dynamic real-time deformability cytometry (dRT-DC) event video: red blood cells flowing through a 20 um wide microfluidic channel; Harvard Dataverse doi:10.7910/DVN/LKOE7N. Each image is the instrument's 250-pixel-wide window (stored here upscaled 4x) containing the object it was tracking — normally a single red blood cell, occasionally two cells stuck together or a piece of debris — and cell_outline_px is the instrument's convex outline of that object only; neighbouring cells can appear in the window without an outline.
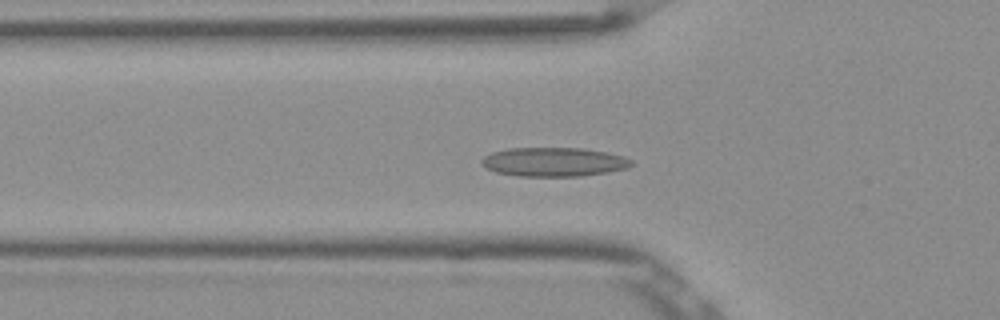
{"species": "Egyptian fruit bat (a non-hibernating species)", "species_latin": "Rousettus aegyptiacus", "temperature_condition": "room temperature", "stored_images_in_passage": 53, "camera_frame_rate_fps": 3000, "um_per_image_px": 0.085, "frame": {"image": 1, "passage_image": 18, "time_ms": 5.667, "image_size_px": [1000, 320], "cell_outline_px": [[632, 164], [628, 168], [608, 172], [580, 176], [520, 176], [496, 172], [484, 168], [480, 164], [480, 160], [484, 156], [492, 152], [508, 148], [584, 148], [608, 152], [624, 156], [632, 160]], "centroid_in_image_um": [47.06, 13.76], "position_along_channel_um": 78.7, "area_um2": 25.55}}
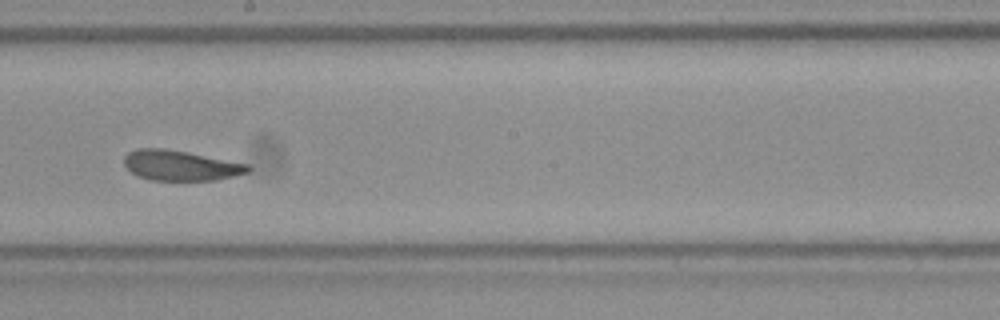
{"frame": {"image": 2, "passage_image": 30, "time_ms": 9.667, "image_size_px": [1000, 320], "cell_outline_px": [[252, 168], [248, 172], [216, 180], [152, 180], [136, 176], [124, 164], [124, 156], [128, 152], [136, 148], [164, 148], [188, 152], [248, 164]], "centroid_in_image_um": [15.32, 14.06], "position_along_channel_um": 232.9, "area_um2": 21.79}}
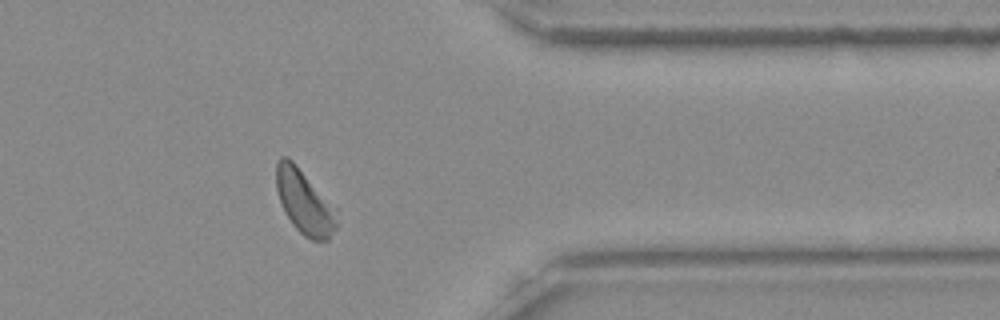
{"frame": {"image": 3, "passage_image": 43, "time_ms": 14.0, "image_size_px": [1000, 320], "cell_outline_px": [[336, 228], [328, 240], [312, 240], [304, 236], [292, 224], [284, 212], [276, 188], [276, 164], [280, 156], [288, 156], [292, 160], [336, 208]], "centroid_in_image_um": [25.86, 17.16], "position_along_channel_um": 385.5, "area_um2": 22.43}, "authors_computed_cell_mechanics": {"area_um2": 22.8888, "velocity_mm_per_s": 3.8434, "shape_relaxation_time_tau1_ms": 5.8819, "shape_relaxation_time_tau2_ms": 2.7728, "deformation_change_tau1": 0.1368, "deformation_change_tau2": 0.0969}}